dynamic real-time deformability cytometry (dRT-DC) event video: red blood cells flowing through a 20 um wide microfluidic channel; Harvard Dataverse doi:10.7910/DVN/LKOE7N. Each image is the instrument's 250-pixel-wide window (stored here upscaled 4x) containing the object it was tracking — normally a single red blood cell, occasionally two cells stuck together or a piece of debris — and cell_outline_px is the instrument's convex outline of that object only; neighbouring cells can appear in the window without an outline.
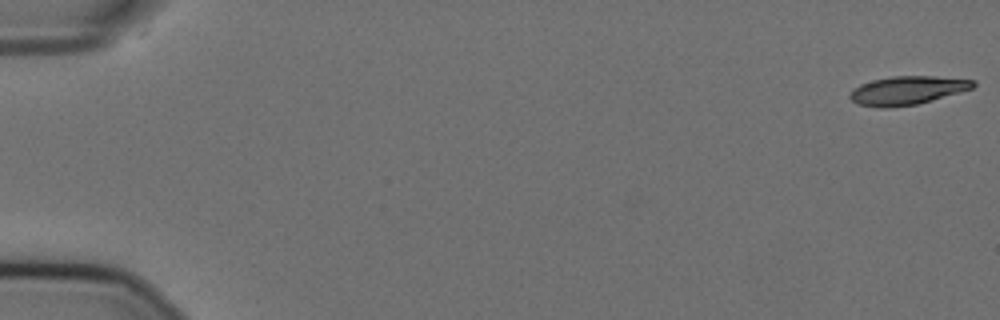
{"species": "Egyptian fruit bat (a non-hibernating species)", "species_latin": "Rousettus aegyptiacus", "temperature_condition": "cold", "stored_images_in_passage": 57, "camera_frame_rate_fps": 3000, "um_per_image_px": 0.085, "animal": {"sex": "female"}, "frame": {"image": 1, "passage_image": 1, "time_ms": 0.0, "image_size_px": [1000, 320], "cell_outline_px": [[976, 84], [972, 88], [932, 100], [916, 104], [888, 108], [880, 108], [856, 104], [848, 96], [852, 88], [860, 84], [872, 80], [892, 76], [932, 76], [976, 80]], "centroid_in_image_um": [77.06, 7.68], "position_along_channel_um": 7.9, "area_um2": 20.52}}
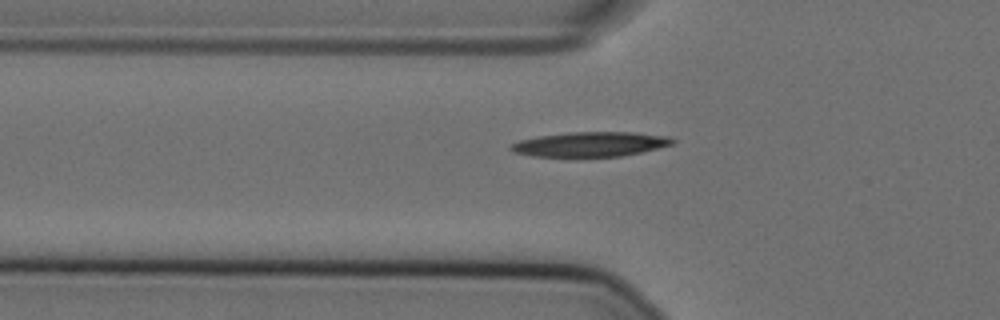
{"frame": {"image": 2, "passage_image": 20, "time_ms": 6.333, "image_size_px": [1000, 320], "cell_outline_px": [[676, 140], [672, 144], [640, 152], [620, 156], [532, 156], [516, 152], [508, 148], [512, 144], [520, 140], [540, 136], [572, 132], [636, 132], [672, 136]], "centroid_in_image_um": [50.24, 12.24], "position_along_channel_um": 75.6, "area_um2": 23.0}}
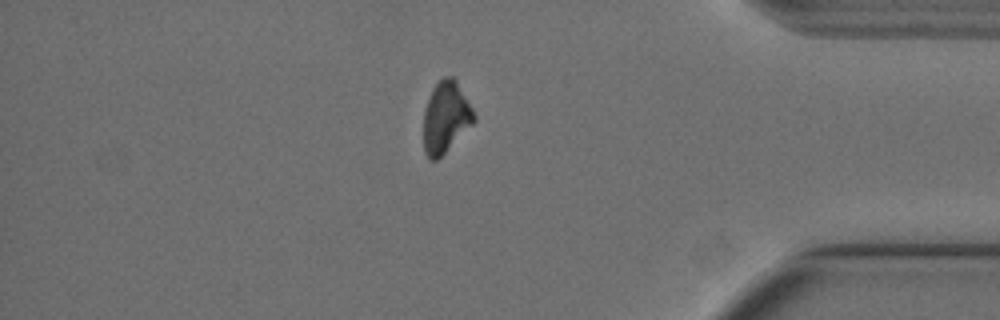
{"frame": {"image": 3, "passage_image": 49, "time_ms": 16.0, "image_size_px": [1000, 320], "cell_outline_px": [[476, 120], [436, 160], [428, 160], [424, 152], [424, 112], [432, 88], [444, 76], [452, 76], [456, 80], [472, 108], [476, 116]], "centroid_in_image_um": [37.88, 9.96], "position_along_channel_um": 397.3, "area_um2": 20.58}, "authors_computed_cell_mechanics": {"area_um2": 22.1374, "velocity_mm_per_s": 3.5894, "shape_relaxation_time_tau1_ms": 8.2199, "shape_relaxation_time_tau2_ms": null, "deformation_change_tau1": 0.1844, "deformation_change_tau2": null}}